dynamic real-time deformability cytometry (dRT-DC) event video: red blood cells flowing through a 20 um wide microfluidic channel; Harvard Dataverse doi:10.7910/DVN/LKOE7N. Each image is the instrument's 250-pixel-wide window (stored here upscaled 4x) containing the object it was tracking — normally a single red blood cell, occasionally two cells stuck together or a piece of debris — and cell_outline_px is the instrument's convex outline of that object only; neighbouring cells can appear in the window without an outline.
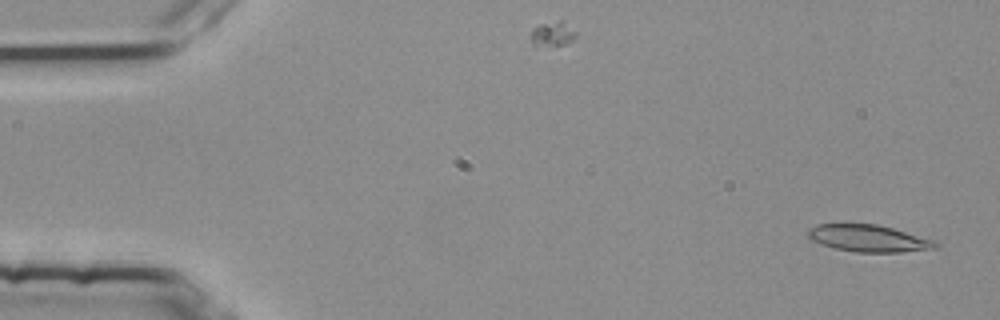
{"species": "common noctule bat (a hibernating species)", "species_latin": "Nyctalus noctula", "temperature_condition": "room temperature", "stored_images_in_passage": 53, "camera_frame_rate_fps": 3000, "um_per_image_px": 0.085, "animal": {"sex": "female", "body_mass_g": 25.1}, "frame": {"image": 1, "passage_image": 3, "time_ms": 0.667, "image_size_px": [1000, 320], "cell_outline_px": [[940, 244], [936, 248], [900, 252], [856, 252], [832, 248], [812, 240], [804, 232], [808, 228], [816, 224], [876, 224], [892, 228], [936, 240]], "centroid_in_image_um": [73.8, 20.26], "position_along_channel_um": 11.2, "area_um2": 20.17}}
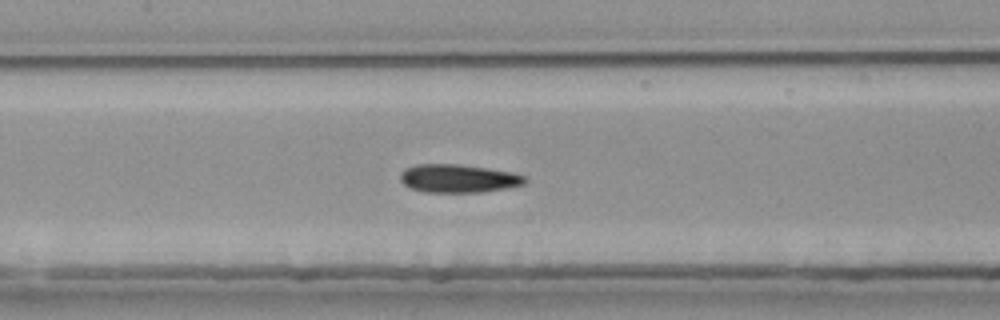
{"frame": {"image": 2, "passage_image": 26, "time_ms": 8.333, "image_size_px": [1000, 320], "cell_outline_px": [[528, 180], [524, 184], [508, 188], [480, 192], [424, 192], [408, 188], [400, 180], [400, 172], [404, 168], [416, 164], [460, 164], [488, 168], [512, 172], [528, 176]], "centroid_in_image_um": [38.96, 15.16], "position_along_channel_um": 168.4, "area_um2": 20.87}}
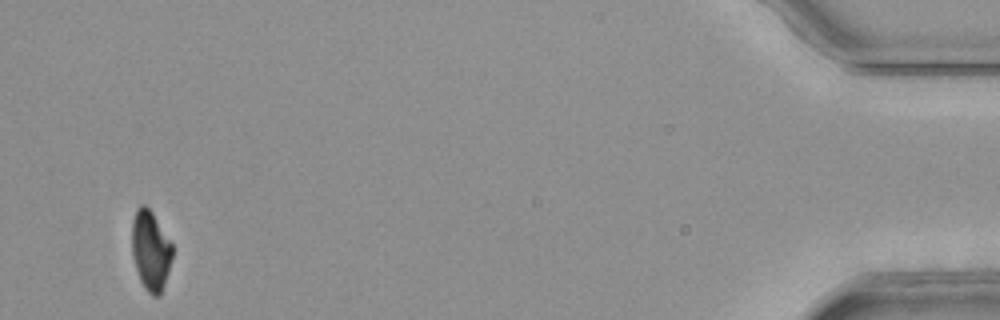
{"frame": {"image": 3, "passage_image": 53, "time_ms": 17.333, "image_size_px": [1000, 320], "cell_outline_px": [[172, 256], [168, 272], [160, 296], [152, 296], [144, 288], [140, 280], [132, 256], [132, 220], [136, 208], [140, 204], [144, 204], [152, 212], [172, 244]], "centroid_in_image_um": [12.78, 21.29], "position_along_channel_um": 422.4, "area_um2": 18.73}, "authors_computed_cell_mechanics": {"area_um2": 20.4034, "velocity_mm_per_s": 3.777, "shape_relaxation_time_tau1_ms": 6.1929, "shape_relaxation_time_tau2_ms": 2.7192, "deformation_change_tau1": 0.1736, "deformation_change_tau2": 0.1013}}